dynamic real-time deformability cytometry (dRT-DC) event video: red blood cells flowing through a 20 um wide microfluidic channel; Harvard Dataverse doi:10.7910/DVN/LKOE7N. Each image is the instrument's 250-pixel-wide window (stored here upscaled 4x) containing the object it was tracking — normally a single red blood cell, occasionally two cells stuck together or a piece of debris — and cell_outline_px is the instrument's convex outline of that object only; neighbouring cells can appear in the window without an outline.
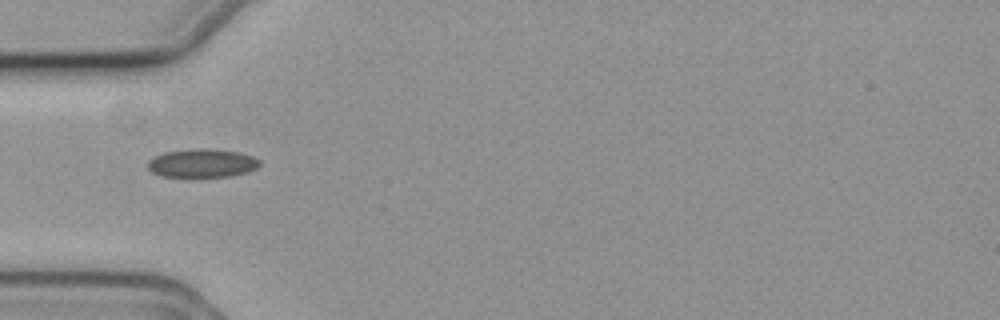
{"species": "common noctule bat (a hibernating species)", "species_latin": "Nyctalus noctula", "temperature_condition": "cold", "stored_images_in_passage": 39, "camera_frame_rate_fps": 3000, "um_per_image_px": 0.085, "animal": {"sex": "female", "body_mass_g": 19.3, "forearm_length_mm": 54.1}, "frame": {"image": 1, "passage_image": 1, "time_ms": 0.0, "image_size_px": [1000, 320], "cell_outline_px": [[260, 164], [256, 168], [248, 172], [232, 176], [160, 176], [152, 172], [148, 168], [148, 160], [152, 156], [164, 152], [192, 148], [212, 148], [240, 152], [252, 156], [260, 160]], "centroid_in_image_um": [17.17, 13.85], "position_along_channel_um": 67.8, "area_um2": 18.79}}
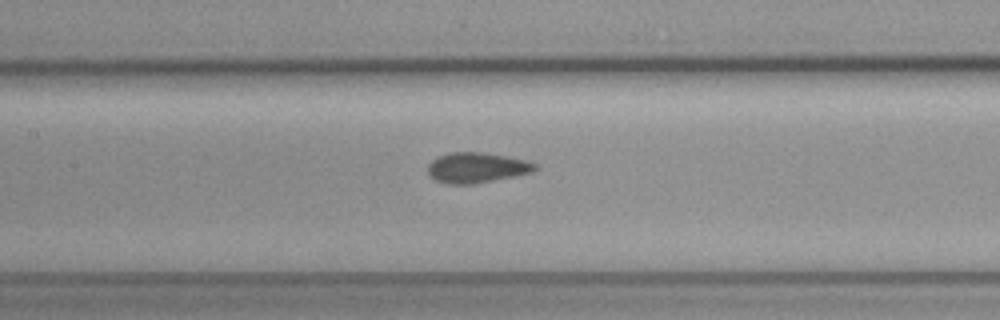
{"frame": {"image": 2, "passage_image": 9, "time_ms": 2.667, "image_size_px": [1000, 320], "cell_outline_px": [[536, 168], [532, 172], [472, 184], [448, 184], [436, 180], [428, 172], [428, 164], [432, 160], [448, 152], [480, 152], [508, 156], [528, 160], [536, 164]], "centroid_in_image_um": [40.51, 14.23], "position_along_channel_um": 166.9, "area_um2": 18.73}}
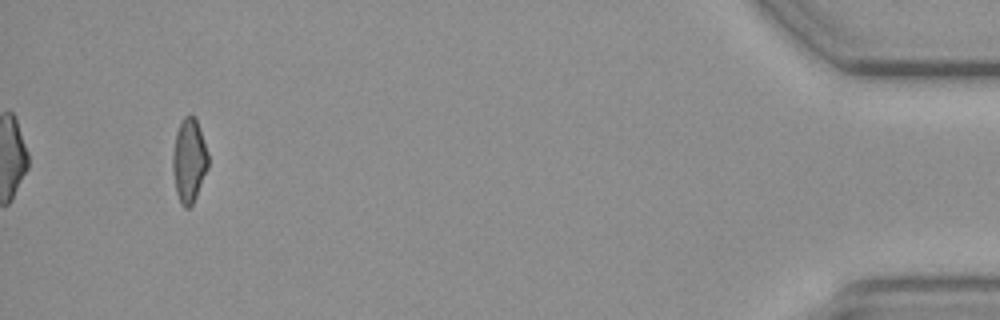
{"frame": {"image": 3, "passage_image": 36, "time_ms": 11.667, "image_size_px": [1000, 320], "cell_outline_px": [[208, 168], [196, 196], [192, 204], [188, 208], [184, 208], [180, 204], [176, 192], [172, 172], [172, 156], [176, 132], [184, 116], [196, 116], [208, 152]], "centroid_in_image_um": [16.06, 13.65], "position_along_channel_um": 419.1, "area_um2": 17.46}, "authors_computed_cell_mechanics": {"area_um2": 18.207, "velocity_mm_per_s": 3.7069, "shape_relaxation_time_tau1_ms": 5.9839, "shape_relaxation_time_tau2_ms": null, "deformation_change_tau1": 0.0864, "deformation_change_tau2": null}}